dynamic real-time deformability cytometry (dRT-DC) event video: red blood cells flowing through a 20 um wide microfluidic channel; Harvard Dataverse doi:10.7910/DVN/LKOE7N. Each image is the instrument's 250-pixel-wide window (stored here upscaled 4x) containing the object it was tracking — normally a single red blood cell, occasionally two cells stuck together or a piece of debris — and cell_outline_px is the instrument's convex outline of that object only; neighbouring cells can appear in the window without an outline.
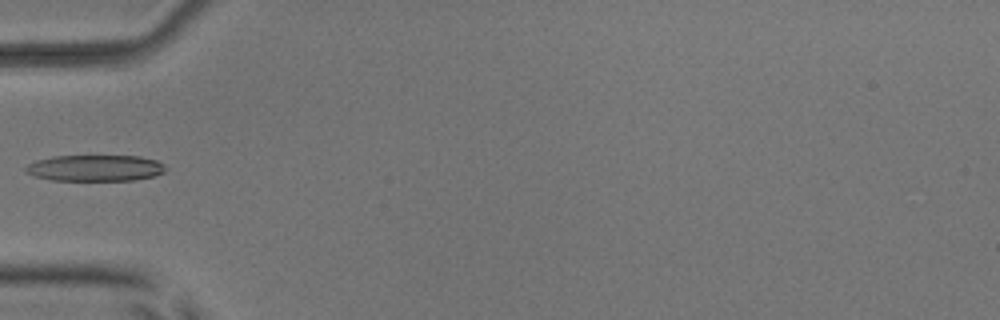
{"species": "common noctule bat (a hibernating species)", "species_latin": "Nyctalus noctula", "temperature_condition": "room temperature", "stored_images_in_passage": 3, "camera_frame_rate_fps": 3000, "um_per_image_px": 0.085, "animal": {"sex": "male", "body_mass_g": 17.9, "forearm_length_mm": 54.2}, "frame": {"image": 1, "passage_image": 3, "time_ms": 2.0, "image_size_px": [1000, 320], "cell_outline_px": [[168, 168], [164, 172], [156, 176], [136, 180], [52, 180], [36, 176], [24, 172], [24, 168], [28, 164], [36, 160], [52, 156], [140, 156], [156, 160], [164, 164]], "centroid_in_image_um": [8.12, 14.28], "position_along_channel_um": 76.9, "area_um2": 21.56}}